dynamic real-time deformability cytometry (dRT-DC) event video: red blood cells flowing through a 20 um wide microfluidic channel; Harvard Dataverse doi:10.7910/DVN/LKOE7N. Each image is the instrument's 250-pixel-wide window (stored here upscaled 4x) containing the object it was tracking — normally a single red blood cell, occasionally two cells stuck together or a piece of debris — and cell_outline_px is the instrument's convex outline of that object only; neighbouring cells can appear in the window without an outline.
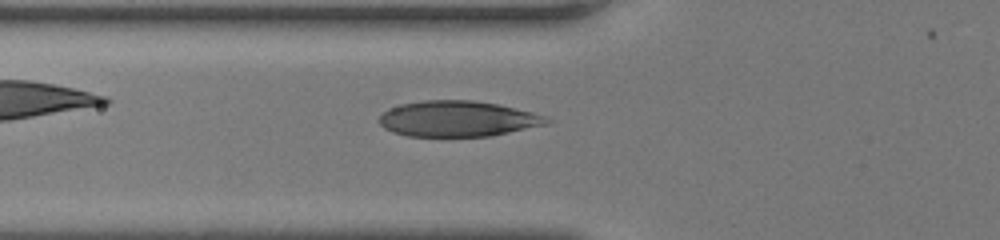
{"species": "human", "species_latin": "Homo sapiens", "temperature_condition": "room temperature", "stored_images_in_passage": 41, "camera_frame_rate_fps": 3000, "um_per_image_px": 0.085, "donor": {"sex": "female"}, "frame": {"image": 1, "passage_image": 11, "time_ms": 3.333, "image_size_px": [1000, 240], "cell_outline_px": [[552, 120], [548, 124], [492, 136], [408, 136], [392, 132], [384, 128], [376, 120], [384, 112], [392, 108], [404, 104], [424, 100], [472, 100], [496, 104], [516, 108], [532, 112], [544, 116]], "centroid_in_image_um": [38.92, 10.1], "position_along_channel_um": 86.9, "area_um2": 34.74}}
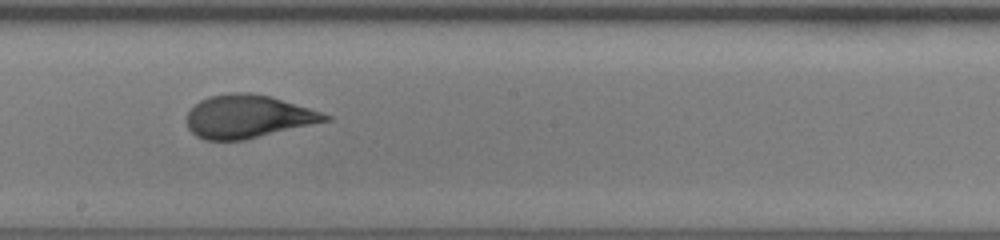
{"frame": {"image": 2, "passage_image": 21, "time_ms": 6.667, "image_size_px": [1000, 240], "cell_outline_px": [[332, 120], [244, 140], [204, 140], [196, 136], [188, 128], [188, 112], [200, 100], [208, 96], [232, 92], [248, 92], [268, 96], [308, 108], [332, 116]], "centroid_in_image_um": [21.06, 9.91], "position_along_channel_um": 227.1, "area_um2": 34.45}}
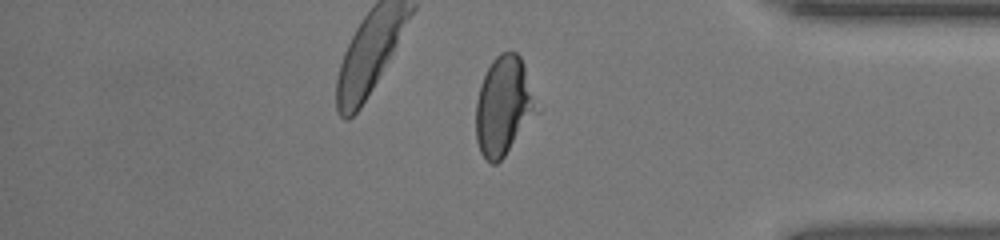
{"frame": {"image": 3, "passage_image": 34, "time_ms": 11.0, "image_size_px": [1000, 240], "cell_outline_px": [[540, 112], [504, 156], [496, 164], [492, 164], [480, 152], [476, 140], [476, 100], [480, 84], [492, 60], [500, 52], [516, 52], [520, 56], [524, 64]], "centroid_in_image_um": [42.82, 9.01], "position_along_channel_um": 392.4, "area_um2": 35.14}}